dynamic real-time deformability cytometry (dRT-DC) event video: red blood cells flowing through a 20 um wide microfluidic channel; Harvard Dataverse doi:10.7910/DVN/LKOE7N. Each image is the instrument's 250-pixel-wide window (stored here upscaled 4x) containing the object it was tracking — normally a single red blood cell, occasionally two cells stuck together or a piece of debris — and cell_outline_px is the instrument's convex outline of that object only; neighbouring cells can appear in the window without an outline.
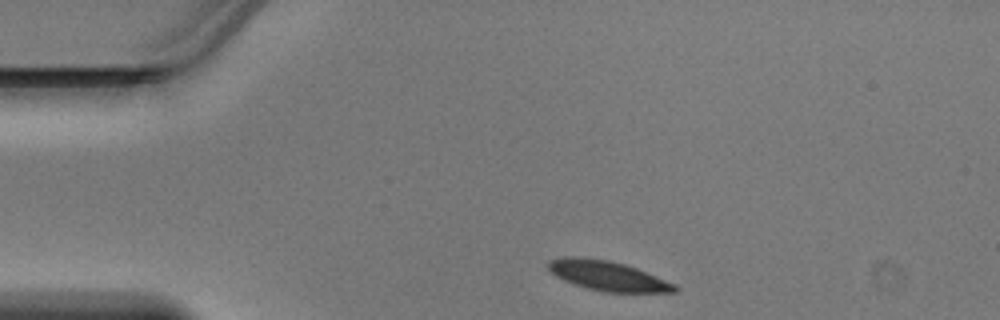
{"species": "Egyptian fruit bat (a non-hibernating species)", "species_latin": "Rousettus aegyptiacus", "temperature_condition": "warm", "stored_images_in_passage": 34, "camera_frame_rate_fps": 3000, "um_per_image_px": 0.085, "animal": {"sex": "male"}, "frame": {"image": 1, "passage_image": 1, "time_ms": 0.0, "image_size_px": [1000, 320], "cell_outline_px": [[680, 288], [676, 292], [604, 292], [572, 284], [556, 276], [548, 268], [548, 260], [564, 256], [580, 256], [608, 260], [624, 264], [636, 268], [676, 284]], "centroid_in_image_um": [51.64, 23.43], "position_along_channel_um": 33.4, "area_um2": 21.96}}
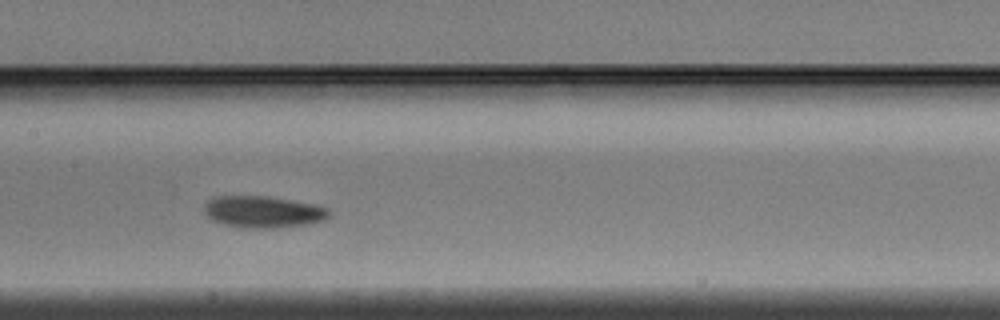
{"frame": {"image": 2, "passage_image": 15, "time_ms": 4.667, "image_size_px": [1000, 320], "cell_outline_px": [[332, 216], [324, 220], [308, 224], [276, 228], [240, 228], [224, 224], [212, 220], [204, 212], [204, 208], [208, 200], [216, 196], [268, 196], [292, 200], [312, 204], [328, 208], [332, 212]], "centroid_in_image_um": [22.39, 18.01], "position_along_channel_um": 185.0, "area_um2": 23.29}}
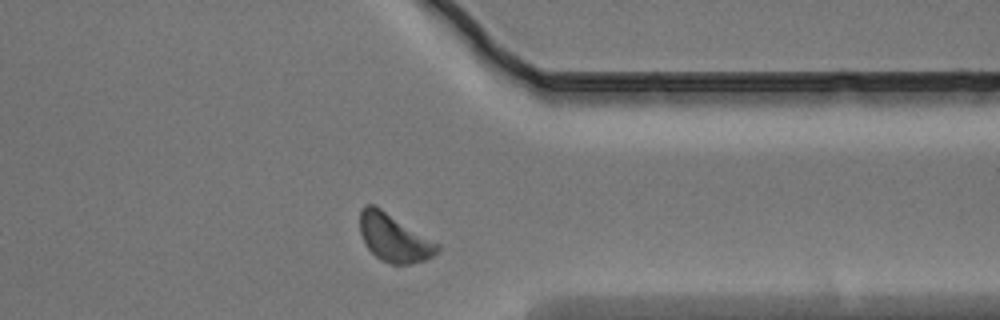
{"frame": {"image": 3, "passage_image": 29, "time_ms": 9.333, "image_size_px": [1000, 320], "cell_outline_px": [[440, 248], [432, 256], [424, 260], [412, 264], [392, 264], [380, 260], [364, 244], [360, 232], [360, 208], [364, 204], [372, 204], [380, 208], [440, 244]], "centroid_in_image_um": [33.47, 20.22], "position_along_channel_um": 377.9, "area_um2": 21.44}}